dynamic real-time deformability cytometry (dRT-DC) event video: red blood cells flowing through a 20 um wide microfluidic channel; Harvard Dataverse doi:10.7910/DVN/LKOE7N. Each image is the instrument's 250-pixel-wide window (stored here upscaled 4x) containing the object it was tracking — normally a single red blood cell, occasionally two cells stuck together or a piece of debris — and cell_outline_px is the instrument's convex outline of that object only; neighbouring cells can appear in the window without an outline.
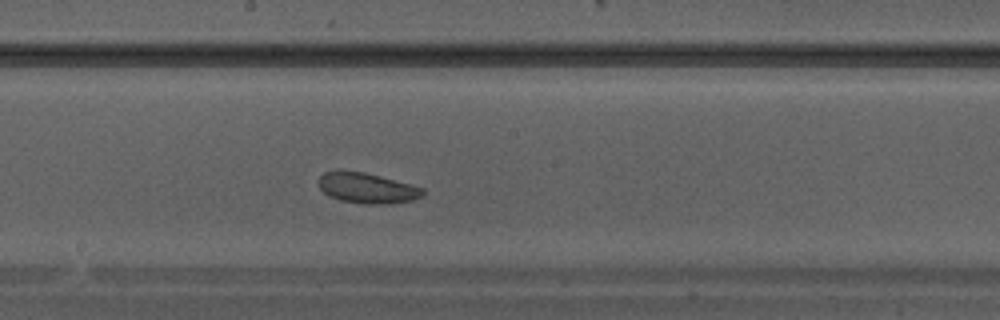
{"species": "Egyptian fruit bat (a non-hibernating species)", "species_latin": "Rousettus aegyptiacus", "temperature_condition": "warm", "stored_images_in_passage": 30, "camera_frame_rate_fps": 3000, "um_per_image_px": 0.085, "animal": {"sex": "male"}, "frame": {"image": 1, "passage_image": 13, "time_ms": 4.0, "image_size_px": [1000, 320], "cell_outline_px": [[424, 192], [420, 196], [412, 200], [392, 204], [364, 204], [340, 200], [328, 196], [320, 188], [316, 180], [324, 172], [364, 172], [380, 176], [424, 188]], "centroid_in_image_um": [31.18, 16.01], "position_along_channel_um": 217.0, "area_um2": 18.26}}